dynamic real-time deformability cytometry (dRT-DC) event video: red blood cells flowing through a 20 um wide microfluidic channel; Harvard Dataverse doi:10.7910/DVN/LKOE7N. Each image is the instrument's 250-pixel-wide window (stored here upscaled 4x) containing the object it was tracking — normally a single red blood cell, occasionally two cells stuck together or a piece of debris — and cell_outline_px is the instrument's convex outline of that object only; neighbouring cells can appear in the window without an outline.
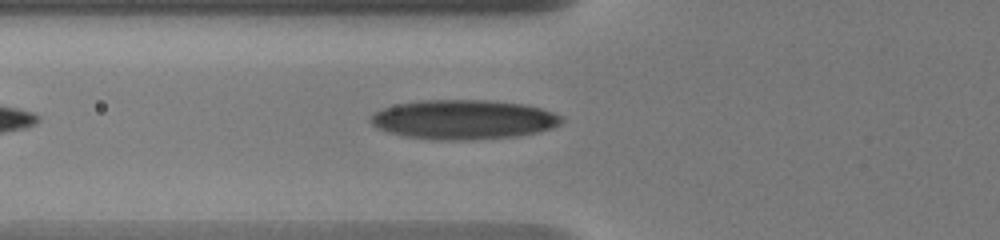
{"species": "human", "species_latin": "Homo sapiens", "temperature_condition": "warm", "stored_images_in_passage": 4, "camera_frame_rate_fps": 3000, "um_per_image_px": 0.085, "donor": {"sex": "male"}, "frame": {"image": 1, "passage_image": 3, "time_ms": 0.667, "image_size_px": [1000, 240], "cell_outline_px": [[564, 120], [560, 124], [552, 128], [536, 132], [516, 136], [464, 140], [436, 140], [404, 136], [388, 132], [372, 124], [372, 116], [376, 112], [384, 108], [400, 104], [420, 100], [488, 100], [524, 104], [540, 108], [552, 112], [560, 116]], "centroid_in_image_um": [39.43, 10.16], "position_along_channel_um": 86.4, "area_um2": 43.47}}